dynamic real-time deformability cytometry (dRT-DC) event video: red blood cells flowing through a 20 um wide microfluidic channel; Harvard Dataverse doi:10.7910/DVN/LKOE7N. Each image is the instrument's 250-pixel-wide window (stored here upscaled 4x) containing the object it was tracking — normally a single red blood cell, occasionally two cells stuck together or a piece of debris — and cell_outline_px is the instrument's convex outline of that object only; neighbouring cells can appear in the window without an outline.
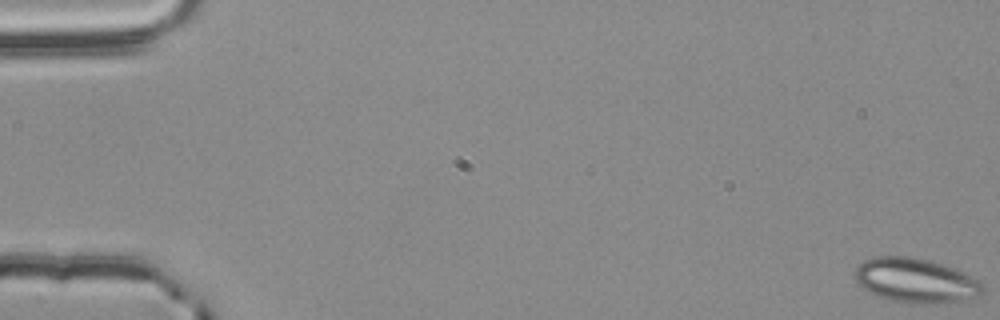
{"species": "common noctule bat (a hibernating species)", "species_latin": "Nyctalus noctula", "temperature_condition": "room temperature", "stored_images_in_passage": 57, "camera_frame_rate_fps": 3000, "um_per_image_px": 0.085, "animal": {"sex": "male", "body_mass_g": 20.4}, "frame": {"image": 1, "passage_image": 1, "time_ms": 0.0, "image_size_px": [1000, 320], "cell_outline_px": [[984, 292], [976, 296], [964, 300], [936, 304], [912, 304], [888, 300], [868, 292], [856, 280], [856, 268], [864, 260], [872, 256], [912, 256], [932, 260], [956, 268], [964, 272], [984, 284]], "centroid_in_image_um": [77.86, 23.84], "position_along_channel_um": 7.1, "area_um2": 33.58}}
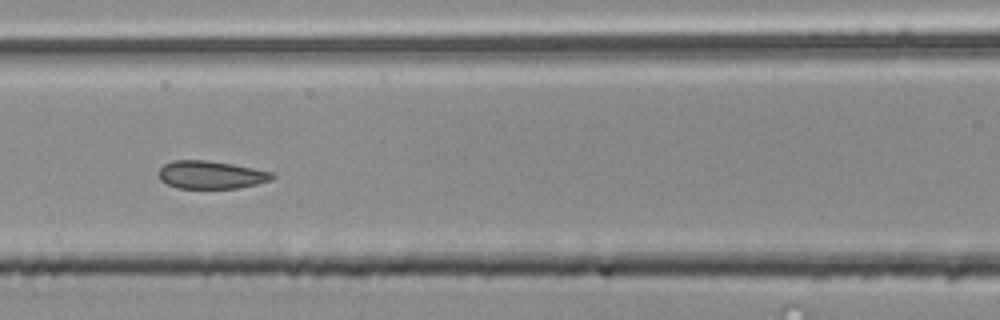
{"frame": {"image": 2, "passage_image": 26, "time_ms": 8.333, "image_size_px": [1000, 320], "cell_outline_px": [[276, 176], [272, 180], [256, 184], [236, 188], [176, 188], [160, 180], [156, 172], [164, 164], [172, 160], [208, 160], [232, 164], [272, 172]], "centroid_in_image_um": [17.89, 14.85], "position_along_channel_um": 148.7, "area_um2": 18.55}}
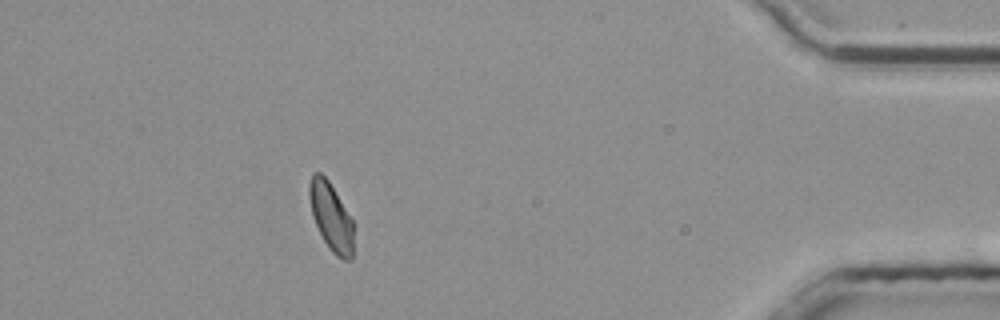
{"frame": {"image": 3, "passage_image": 51, "time_ms": 16.667, "image_size_px": [1000, 320], "cell_outline_px": [[352, 260], [344, 260], [336, 256], [328, 248], [312, 216], [308, 196], [308, 184], [312, 172], [320, 172], [328, 180], [352, 220]], "centroid_in_image_um": [28.1, 18.4], "position_along_channel_um": 407.1, "area_um2": 17.34}, "authors_computed_cell_mechanics": {"area_um2": 18.785, "velocity_mm_per_s": 3.7561, "shape_relaxation_time_tau1_ms": null, "shape_relaxation_time_tau2_ms": 0.742, "deformation_change_tau1": null, "deformation_change_tau2": 0.0358}}